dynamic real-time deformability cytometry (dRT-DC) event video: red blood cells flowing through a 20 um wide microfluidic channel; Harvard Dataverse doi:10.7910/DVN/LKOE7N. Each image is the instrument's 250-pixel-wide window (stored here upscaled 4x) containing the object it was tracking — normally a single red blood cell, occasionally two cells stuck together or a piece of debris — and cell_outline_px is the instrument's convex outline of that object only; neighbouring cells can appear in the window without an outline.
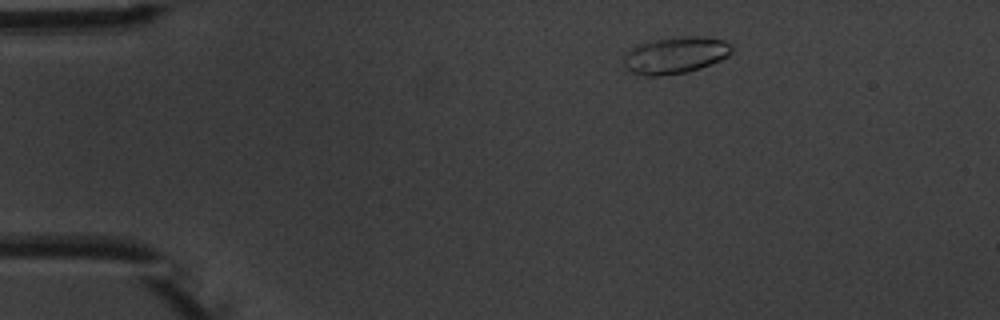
{"species": "common noctule bat (a hibernating species)", "species_latin": "Nyctalus noctula", "temperature_condition": "warm", "stored_images_in_passage": 3, "camera_frame_rate_fps": 3000, "um_per_image_px": 0.085, "animal": {"sex": "male", "body_mass_g": 20.1, "forearm_length_mm": 53.5}, "frame": {"image": 1, "passage_image": 2, "time_ms": 1.0, "image_size_px": [1000, 320], "cell_outline_px": [[732, 52], [728, 56], [720, 60], [700, 68], [688, 72], [656, 76], [644, 76], [632, 72], [624, 68], [624, 52], [640, 44], [656, 40], [684, 36], [700, 36], [724, 40], [732, 48]], "centroid_in_image_um": [57.38, 4.7], "position_along_channel_um": 27.6, "area_um2": 23.0}}